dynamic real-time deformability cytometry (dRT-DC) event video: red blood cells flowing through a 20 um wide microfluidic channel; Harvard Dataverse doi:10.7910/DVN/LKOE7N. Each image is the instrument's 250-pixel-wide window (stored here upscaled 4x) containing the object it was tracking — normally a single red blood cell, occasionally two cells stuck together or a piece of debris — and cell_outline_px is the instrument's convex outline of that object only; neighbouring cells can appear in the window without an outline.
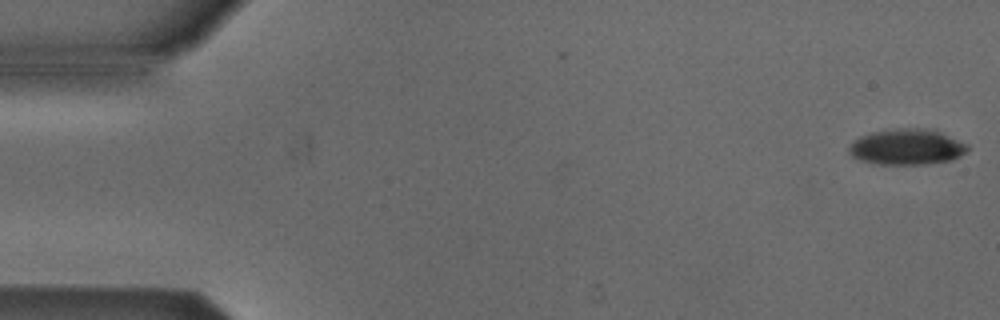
{"species": "Egyptian fruit bat (a non-hibernating species)", "species_latin": "Rousettus aegyptiacus", "temperature_condition": "cold", "stored_images_in_passage": 5, "camera_frame_rate_fps": 3000, "um_per_image_px": 0.085, "animal": {"sex": "male"}, "frame": {"image": 1, "passage_image": 1, "time_ms": 0.0, "image_size_px": [1000, 320], "cell_outline_px": [[968, 152], [952, 160], [924, 164], [880, 164], [860, 160], [852, 156], [848, 152], [848, 148], [852, 140], [860, 136], [872, 132], [896, 128], [920, 128], [940, 132], [968, 144]], "centroid_in_image_um": [77.07, 12.49], "position_along_channel_um": 7.9, "area_um2": 24.74}}
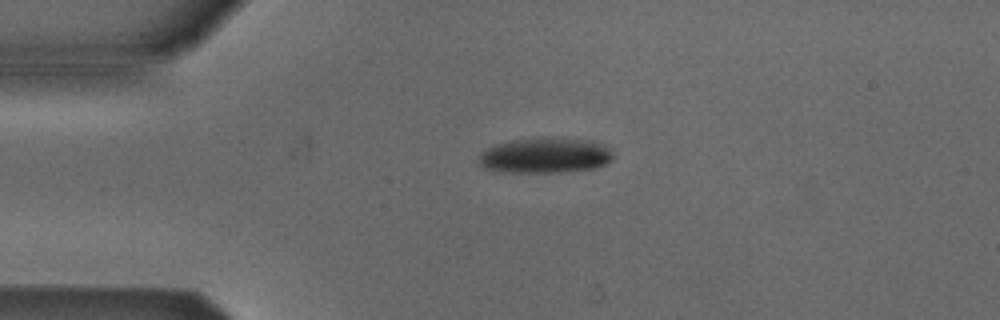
{"frame": {"image": 2, "passage_image": 4, "time_ms": 3.667, "image_size_px": [1000, 320], "cell_outline_px": [[612, 160], [596, 168], [560, 172], [504, 172], [484, 168], [476, 160], [488, 148], [500, 144], [516, 140], [552, 136], [564, 136], [596, 140], [604, 144], [612, 152]], "centroid_in_image_um": [46.42, 13.19], "position_along_channel_um": 38.6, "area_um2": 28.03}}